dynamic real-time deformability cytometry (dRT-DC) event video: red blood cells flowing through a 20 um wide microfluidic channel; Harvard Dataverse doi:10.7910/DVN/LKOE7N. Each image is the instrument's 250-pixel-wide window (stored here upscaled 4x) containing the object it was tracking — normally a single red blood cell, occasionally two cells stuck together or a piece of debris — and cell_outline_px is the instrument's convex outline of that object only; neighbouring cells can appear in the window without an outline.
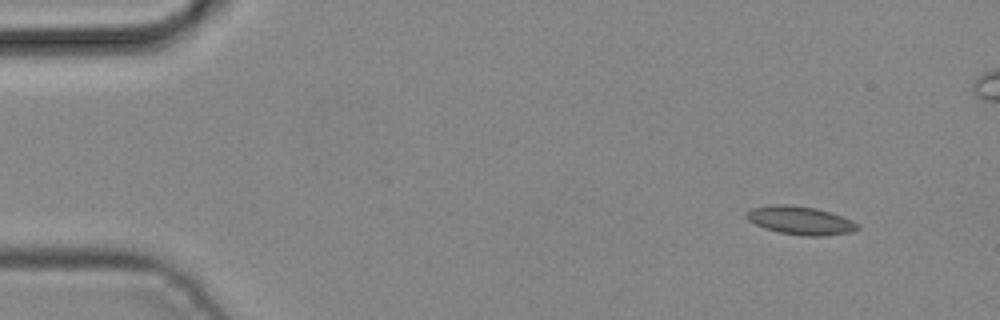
{"species": "common noctule bat (a hibernating species)", "species_latin": "Nyctalus noctula", "temperature_condition": "cold", "stored_images_in_passage": 4, "camera_frame_rate_fps": 3000, "um_per_image_px": 0.085, "animal": {"sex": "male", "body_mass_g": 19.2, "forearm_length_mm": 51.8}, "frame": {"image": 1, "passage_image": 1, "time_ms": 0.0, "image_size_px": [1000, 320], "cell_outline_px": [[860, 228], [852, 232], [824, 236], [804, 236], [780, 232], [764, 228], [748, 220], [744, 216], [744, 212], [752, 208], [776, 204], [784, 204], [816, 208], [832, 212], [852, 220], [860, 224]], "centroid_in_image_um": [68.05, 18.74], "position_along_channel_um": 17.0, "area_um2": 18.5}}